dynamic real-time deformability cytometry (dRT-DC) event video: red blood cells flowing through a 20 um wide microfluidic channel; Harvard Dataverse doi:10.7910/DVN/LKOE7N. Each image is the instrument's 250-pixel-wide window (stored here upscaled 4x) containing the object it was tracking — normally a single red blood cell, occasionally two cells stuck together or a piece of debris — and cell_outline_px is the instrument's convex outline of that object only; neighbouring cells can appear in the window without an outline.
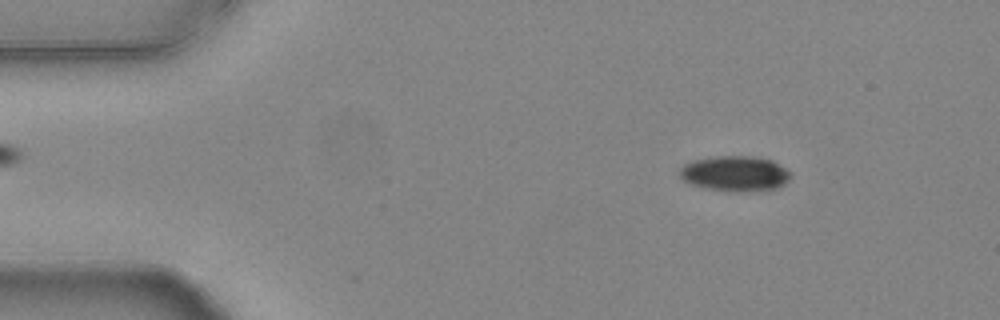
{"species": "common noctule bat (a hibernating species)", "species_latin": "Nyctalus noctula", "temperature_condition": "warm", "stored_images_in_passage": 54, "camera_frame_rate_fps": 3000, "um_per_image_px": 0.085, "animal": {"sex": "female", "body_mass_g": 24.6, "forearm_length_mm": 56.2}, "frame": {"image": 1, "passage_image": 7, "time_ms": 2.0, "image_size_px": [1000, 320], "cell_outline_px": [[792, 172], [788, 180], [784, 184], [776, 188], [756, 192], [704, 188], [692, 184], [684, 180], [680, 176], [680, 168], [684, 164], [692, 160], [716, 156], [752, 156], [772, 160]], "centroid_in_image_um": [62.5, 14.74], "position_along_channel_um": 22.5, "area_um2": 22.77}}
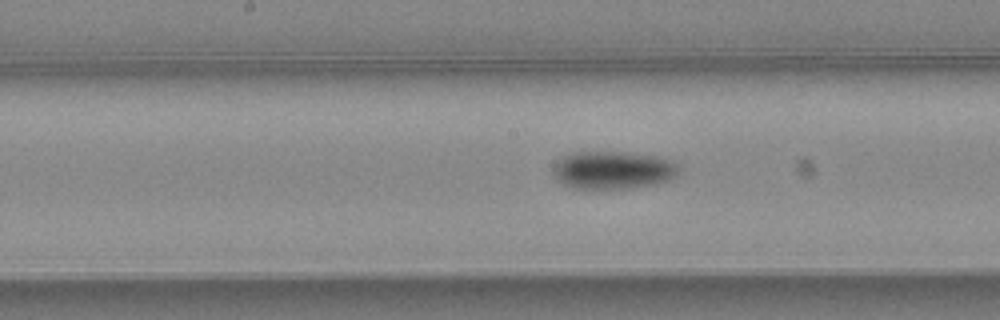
{"frame": {"image": 2, "passage_image": 27, "time_ms": 8.667, "image_size_px": [1000, 320], "cell_outline_px": [[680, 172], [676, 176], [668, 180], [652, 184], [628, 188], [576, 188], [564, 184], [556, 180], [552, 172], [552, 168], [560, 156], [572, 152], [624, 152], [656, 156], [676, 164], [680, 168]], "centroid_in_image_um": [52.04, 14.44], "position_along_channel_um": 196.2, "area_um2": 27.63}}
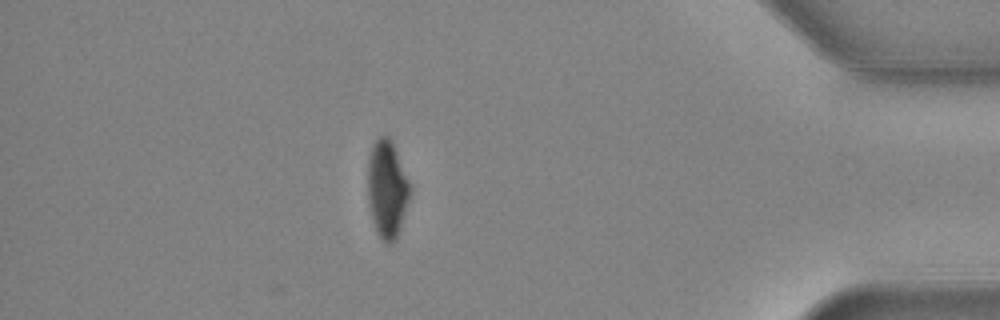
{"frame": {"image": 3, "passage_image": 47, "time_ms": 15.333, "image_size_px": [1000, 320], "cell_outline_px": [[412, 188], [400, 228], [396, 240], [392, 244], [384, 244], [372, 220], [368, 204], [368, 156], [372, 144], [380, 136], [388, 136], [392, 140]], "centroid_in_image_um": [32.9, 16.06], "position_along_channel_um": 402.3, "area_um2": 24.16}, "authors_computed_cell_mechanics": {"area_um2": 25.0274, "velocity_mm_per_s": 3.7877, "shape_relaxation_time_tau1_ms": 3.3313, "shape_relaxation_time_tau2_ms": null, "deformation_change_tau1": 0.1277, "deformation_change_tau2": null}}